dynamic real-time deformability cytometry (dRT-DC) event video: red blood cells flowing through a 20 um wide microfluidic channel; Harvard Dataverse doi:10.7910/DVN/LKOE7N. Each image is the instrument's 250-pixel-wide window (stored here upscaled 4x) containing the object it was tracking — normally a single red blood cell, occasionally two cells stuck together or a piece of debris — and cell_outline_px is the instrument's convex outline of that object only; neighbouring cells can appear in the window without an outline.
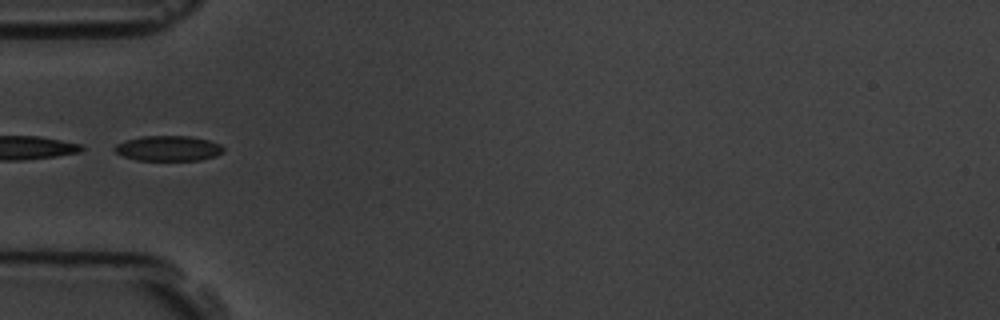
{"species": "common noctule bat (a hibernating species)", "species_latin": "Nyctalus noctula", "temperature_condition": "room temperature", "stored_images_in_passage": 5, "camera_frame_rate_fps": 3000, "um_per_image_px": 0.085, "animal": {"sex": "male", "body_mass_g": 19.5, "forearm_length_mm": 54.6}, "frame": {"image": 1, "passage_image": 5, "time_ms": 4.667, "image_size_px": [1000, 320], "cell_outline_px": [[224, 152], [216, 156], [200, 160], [136, 160], [124, 156], [116, 152], [112, 148], [116, 144], [128, 140], [144, 136], [192, 136], [208, 140], [220, 144], [224, 148]], "centroid_in_image_um": [14.34, 12.61], "position_along_channel_um": 70.7, "area_um2": 15.95}}